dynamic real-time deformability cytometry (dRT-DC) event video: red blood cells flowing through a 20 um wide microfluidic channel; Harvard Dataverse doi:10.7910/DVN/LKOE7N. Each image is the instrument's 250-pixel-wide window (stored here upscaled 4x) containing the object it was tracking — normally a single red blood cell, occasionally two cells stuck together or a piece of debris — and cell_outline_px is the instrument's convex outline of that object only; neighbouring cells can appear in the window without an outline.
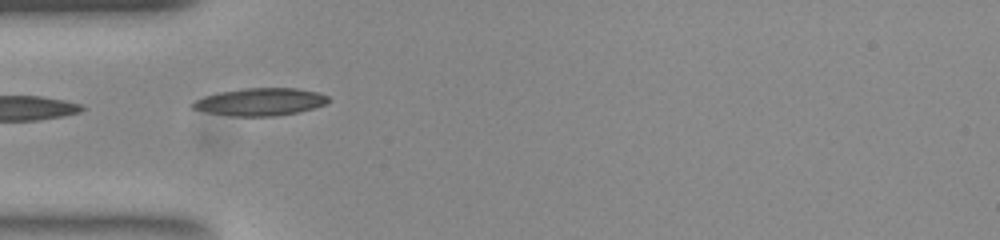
{"species": "common noctule bat (a hibernating species)", "species_latin": "Nyctalus noctula", "temperature_condition": "room temperature", "stored_images_in_passage": 23, "camera_frame_rate_fps": 3000, "um_per_image_px": 0.085, "animal": {"sex": "female", "body_mass_g": 23.0, "forearm_length_mm": 53.4}, "frame": {"image": 1, "passage_image": 1, "time_ms": 0.0, "image_size_px": [1000, 240], "cell_outline_px": [[328, 100], [324, 104], [312, 108], [296, 112], [272, 116], [236, 116], [208, 112], [192, 108], [192, 104], [196, 100], [204, 96], [220, 92], [240, 88], [296, 88], [320, 92], [328, 96]], "centroid_in_image_um": [22.12, 8.64], "position_along_channel_um": 62.9, "area_um2": 21.44}}